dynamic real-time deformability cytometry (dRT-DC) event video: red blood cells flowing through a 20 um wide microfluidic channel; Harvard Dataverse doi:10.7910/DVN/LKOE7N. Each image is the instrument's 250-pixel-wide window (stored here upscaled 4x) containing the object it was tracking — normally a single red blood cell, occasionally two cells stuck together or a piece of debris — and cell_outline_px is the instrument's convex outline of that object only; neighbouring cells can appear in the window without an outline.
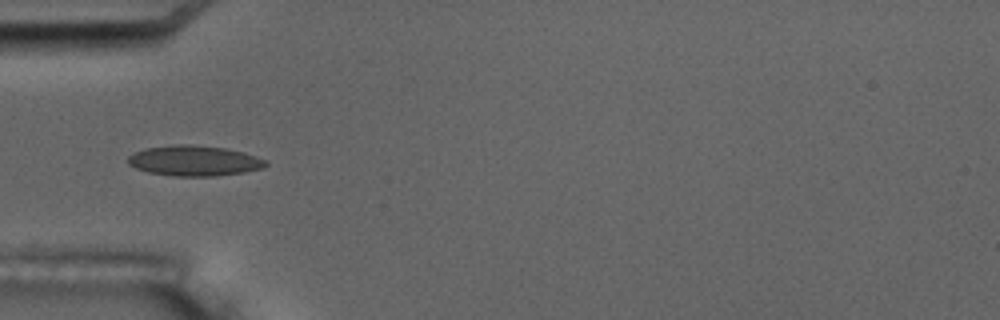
{"species": "common noctule bat (a hibernating species)", "species_latin": "Nyctalus noctula", "temperature_condition": "room temperature", "stored_images_in_passage": 9, "camera_frame_rate_fps": 3000, "um_per_image_px": 0.085, "animal": {"sex": "male", "body_mass_g": 17.5, "forearm_length_mm": 52.3}, "frame": {"image": 1, "passage_image": 6, "time_ms": 6.0, "image_size_px": [1000, 320], "cell_outline_px": [[268, 164], [264, 168], [244, 172], [216, 176], [172, 176], [148, 172], [136, 168], [128, 164], [128, 156], [144, 148], [172, 144], [188, 144], [224, 148], [244, 152], [268, 160]], "centroid_in_image_um": [16.53, 13.66], "position_along_channel_um": 68.5, "area_um2": 24.57}}
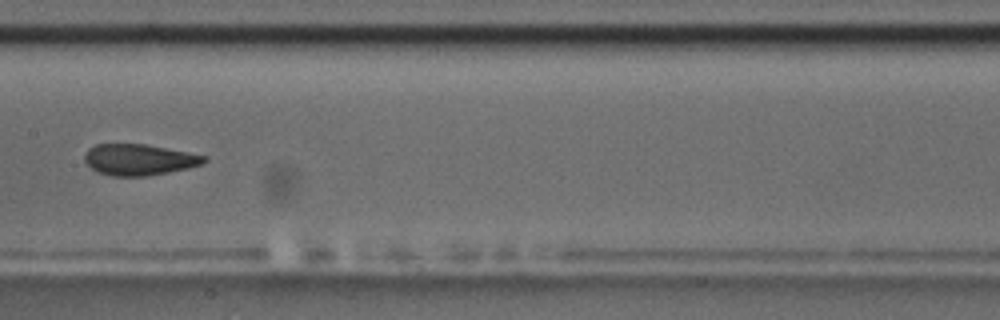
{"frame": {"image": 2, "passage_image": 9, "time_ms": 9.667, "image_size_px": [1000, 320], "cell_outline_px": [[208, 160], [204, 164], [188, 168], [168, 172], [144, 176], [112, 176], [96, 172], [84, 160], [84, 156], [88, 148], [96, 144], [144, 144], [188, 152], [208, 156]], "centroid_in_image_um": [11.84, 13.57], "position_along_channel_um": 195.6, "area_um2": 21.73}}